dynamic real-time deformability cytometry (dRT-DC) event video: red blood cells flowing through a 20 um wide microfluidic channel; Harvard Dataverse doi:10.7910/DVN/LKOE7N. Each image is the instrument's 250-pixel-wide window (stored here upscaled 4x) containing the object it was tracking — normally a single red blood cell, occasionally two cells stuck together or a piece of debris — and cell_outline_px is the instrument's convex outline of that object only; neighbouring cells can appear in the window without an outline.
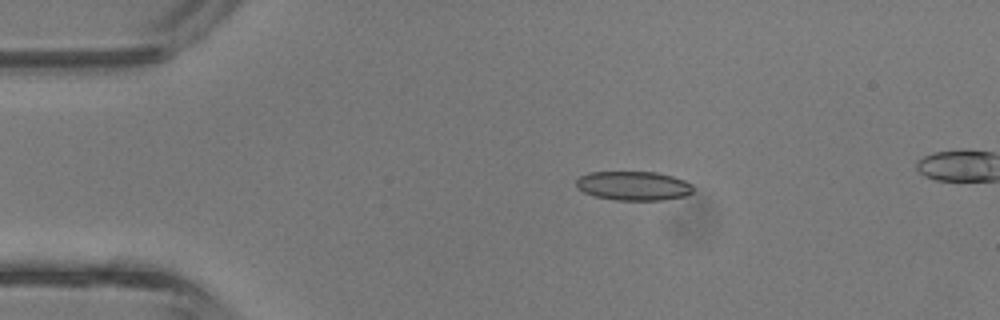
{"species": "common noctule bat (a hibernating species)", "species_latin": "Nyctalus noctula", "temperature_condition": "room temperature", "stored_images_in_passage": 5, "segment_of_instrument_passage": [1, 2], "camera_frame_rate_fps": 3000, "um_per_image_px": 0.085, "animal": {"sex": "male", "body_mass_g": 13.3}, "frame": {"image": 1, "passage_image": 3, "time_ms": 0.667, "image_size_px": [1000, 320], "cell_outline_px": [[692, 192], [684, 196], [664, 200], [616, 200], [596, 196], [584, 192], [576, 188], [576, 180], [580, 176], [588, 172], [656, 172], [672, 176], [684, 180], [692, 184]], "centroid_in_image_um": [53.83, 15.79], "position_along_channel_um": 31.2, "area_um2": 19.83}}